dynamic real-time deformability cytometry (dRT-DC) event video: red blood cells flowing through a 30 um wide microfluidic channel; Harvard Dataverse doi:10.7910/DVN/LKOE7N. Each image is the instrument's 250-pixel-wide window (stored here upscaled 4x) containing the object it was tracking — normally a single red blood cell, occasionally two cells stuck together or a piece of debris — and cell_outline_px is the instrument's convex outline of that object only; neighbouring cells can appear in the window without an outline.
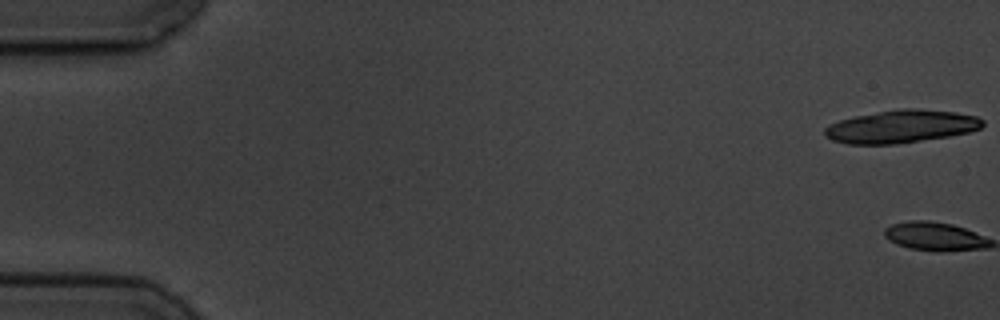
{"species": "common noctule bat (a hibernating species)", "species_latin": "Nyctalus noctula", "temperature_condition": "cold", "stored_images_in_passage": 4, "camera_frame_rate_fps": 3000, "um_per_image_px": 0.085, "animal": {"sex": "male", "body_mass_g": 19.5, "forearm_length_mm": 54.6}, "frame": {"image": 1, "passage_image": 1, "time_ms": 0.0, "image_size_px": [1000, 320], "cell_outline_px": [[984, 124], [980, 128], [968, 132], [948, 136], [896, 144], [848, 144], [832, 140], [824, 136], [824, 128], [828, 124], [840, 120], [856, 116], [900, 108], [920, 108], [956, 112], [976, 116], [984, 120]], "centroid_in_image_um": [76.59, 10.75], "position_along_channel_um": 8.4, "area_um2": 30.23}}